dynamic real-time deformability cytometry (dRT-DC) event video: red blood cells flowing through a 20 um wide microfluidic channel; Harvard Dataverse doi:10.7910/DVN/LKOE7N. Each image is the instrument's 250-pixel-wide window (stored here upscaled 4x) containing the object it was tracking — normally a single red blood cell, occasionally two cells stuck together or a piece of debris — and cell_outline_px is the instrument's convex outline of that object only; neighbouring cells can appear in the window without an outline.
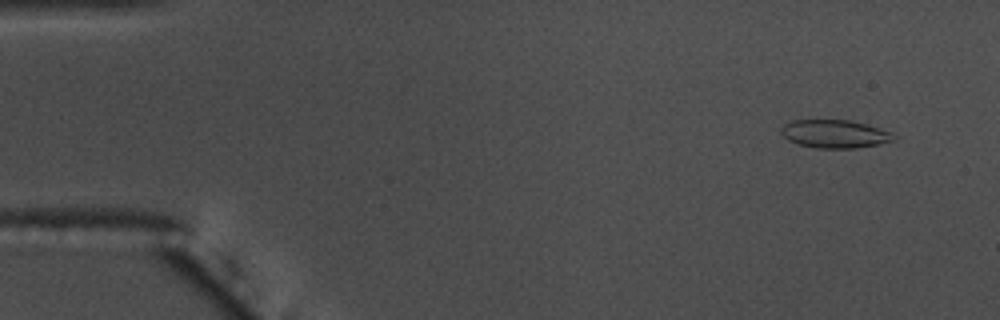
{"species": "common noctule bat (a hibernating species)", "species_latin": "Nyctalus noctula", "temperature_condition": "warm", "stored_images_in_passage": 56, "camera_frame_rate_fps": 3000, "um_per_image_px": 0.085, "animal": {"sex": "male", "body_mass_g": 17.5, "forearm_length_mm": 52.3}, "frame": {"image": 1, "passage_image": 4, "time_ms": 1.0, "image_size_px": [1000, 320], "cell_outline_px": [[896, 140], [856, 148], [816, 148], [800, 144], [788, 140], [780, 132], [780, 128], [784, 124], [792, 120], [848, 120], [864, 124], [888, 132], [896, 136]], "centroid_in_image_um": [70.9, 11.38], "position_along_channel_um": 14.1, "area_um2": 18.15}}
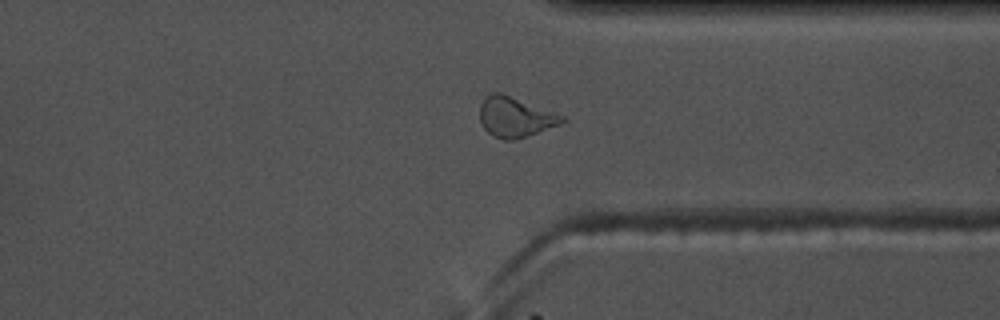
{"frame": {"image": 2, "passage_image": 43, "time_ms": 14.0, "image_size_px": [1000, 320], "cell_outline_px": [[568, 120], [560, 124], [512, 140], [504, 140], [492, 136], [484, 128], [480, 120], [480, 104], [484, 96], [492, 92], [500, 92], [564, 116]], "centroid_in_image_um": [43.75, 9.93], "position_along_channel_um": 367.7, "area_um2": 18.96}}
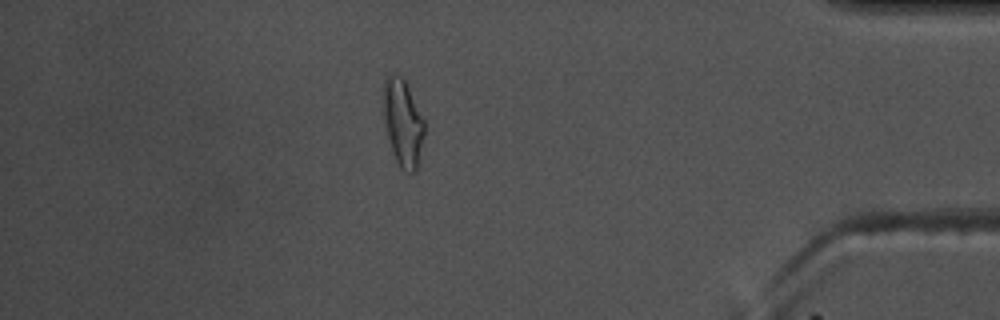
{"frame": {"image": 3, "passage_image": 49, "time_ms": 16.0, "image_size_px": [1000, 320], "cell_outline_px": [[424, 132], [416, 172], [412, 172], [400, 168], [396, 160], [384, 132], [384, 80], [392, 72], [396, 72], [404, 80], [424, 120]], "centroid_in_image_um": [34.22, 10.44], "position_along_channel_um": 401.0, "area_um2": 20.58}, "authors_computed_cell_mechanics": {"area_um2": 18.4093, "velocity_mm_per_s": 3.6294, "shape_relaxation_time_tau1_ms": 6.24, "shape_relaxation_time_tau2_ms": 1.8646, "deformation_change_tau1": 0.1868, "deformation_change_tau2": 0.09}}